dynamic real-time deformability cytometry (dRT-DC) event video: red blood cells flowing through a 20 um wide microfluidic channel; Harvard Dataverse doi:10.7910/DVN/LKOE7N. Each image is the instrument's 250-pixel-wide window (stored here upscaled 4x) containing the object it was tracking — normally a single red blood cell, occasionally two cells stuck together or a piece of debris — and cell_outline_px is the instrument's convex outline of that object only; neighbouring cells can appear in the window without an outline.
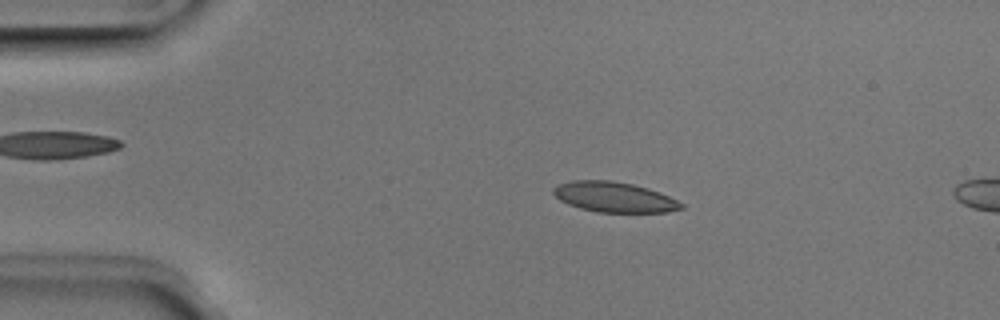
{"species": "Egyptian fruit bat (a non-hibernating species)", "species_latin": "Rousettus aegyptiacus", "temperature_condition": "room temperature", "stored_images_in_passage": 51, "segment_of_instrument_passage": [1, 2], "camera_frame_rate_fps": 3000, "um_per_image_px": 0.085, "animal": {"sex": "male"}, "frame": {"image": 1, "passage_image": 9, "time_ms": 2.667, "image_size_px": [1000, 320], "cell_outline_px": [[684, 208], [668, 212], [596, 212], [580, 208], [568, 204], [560, 200], [552, 192], [552, 188], [560, 184], [572, 180], [612, 180], [632, 184], [648, 188], [660, 192], [684, 204]], "centroid_in_image_um": [52.21, 16.75], "position_along_channel_um": 32.8, "area_um2": 22.54}}
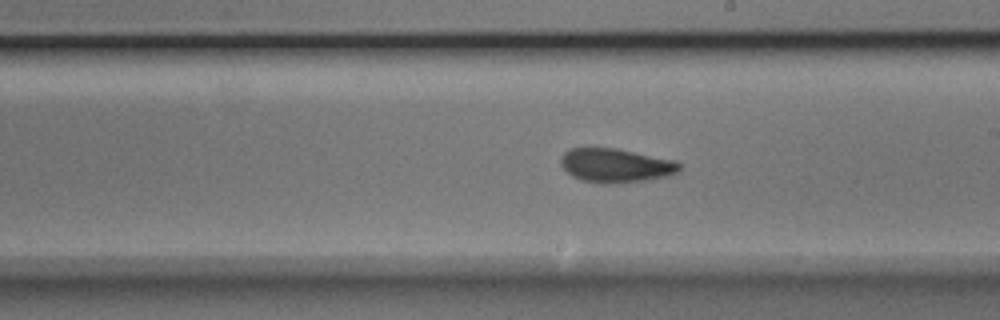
{"frame": {"image": 2, "passage_image": 28, "time_ms": 9.0, "image_size_px": [1000, 320], "cell_outline_px": [[680, 172], [668, 176], [644, 180], [604, 184], [580, 180], [572, 176], [560, 164], [560, 156], [568, 148], [616, 148], [676, 160], [680, 164]], "centroid_in_image_um": [52.33, 14.05], "position_along_channel_um": 236.7, "area_um2": 23.58}}
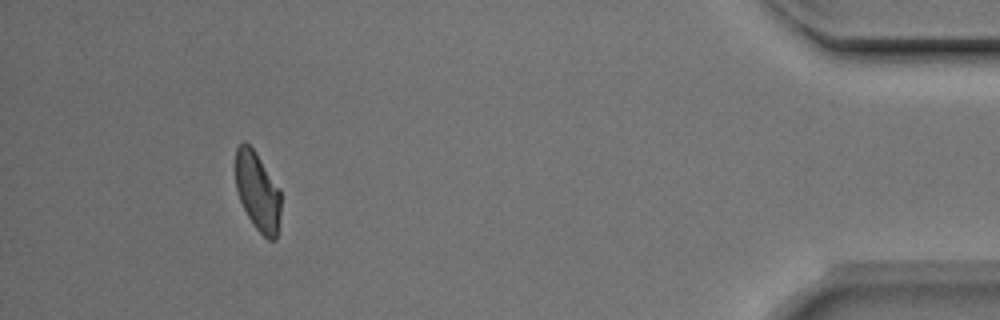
{"frame": {"image": 3, "passage_image": 46, "time_ms": 15.0, "image_size_px": [1000, 320], "cell_outline_px": [[280, 216], [276, 240], [268, 240], [256, 228], [248, 216], [240, 200], [236, 188], [236, 148], [244, 140], [256, 152], [280, 188]], "centroid_in_image_um": [21.91, 16.27], "position_along_channel_um": 413.3, "area_um2": 20.75}}